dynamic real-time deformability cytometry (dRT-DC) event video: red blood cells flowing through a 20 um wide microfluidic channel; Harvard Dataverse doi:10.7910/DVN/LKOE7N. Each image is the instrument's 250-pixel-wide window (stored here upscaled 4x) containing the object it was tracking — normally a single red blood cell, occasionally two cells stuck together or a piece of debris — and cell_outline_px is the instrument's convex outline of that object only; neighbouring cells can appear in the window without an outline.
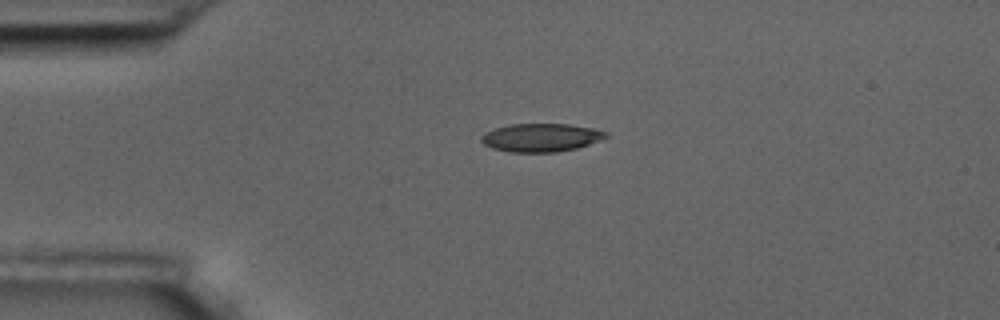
{"species": "common noctule bat (a hibernating species)", "species_latin": "Nyctalus noctula", "temperature_condition": "room temperature", "stored_images_in_passage": 3, "camera_frame_rate_fps": 3000, "um_per_image_px": 0.085, "animal": {"sex": "male", "body_mass_g": 17.5, "forearm_length_mm": 52.3}, "frame": {"image": 1, "passage_image": 1, "time_ms": 0.0, "image_size_px": [1000, 320], "cell_outline_px": [[608, 136], [600, 140], [576, 148], [556, 152], [508, 152], [492, 148], [484, 144], [480, 140], [480, 136], [484, 132], [496, 128], [512, 124], [568, 124], [596, 128], [608, 132]], "centroid_in_image_um": [45.98, 11.69], "position_along_channel_um": 39.0, "area_um2": 20.58}}